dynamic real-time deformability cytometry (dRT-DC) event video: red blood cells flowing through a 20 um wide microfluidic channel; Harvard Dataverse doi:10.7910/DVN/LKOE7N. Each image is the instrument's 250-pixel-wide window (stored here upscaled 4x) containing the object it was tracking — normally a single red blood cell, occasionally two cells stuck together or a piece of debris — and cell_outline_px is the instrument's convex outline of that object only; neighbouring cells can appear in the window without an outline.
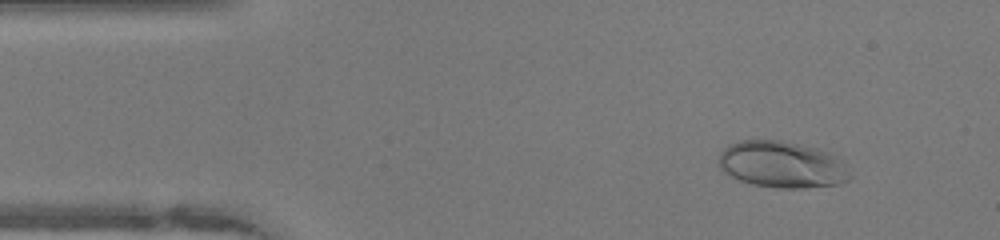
{"species": "human", "species_latin": "Homo sapiens", "temperature_condition": "warm", "stored_images_in_passage": 48, "camera_frame_rate_fps": 3000, "um_per_image_px": 0.085, "donor": {"sex": "female"}, "frame": {"image": 1, "passage_image": 5, "time_ms": 1.333, "image_size_px": [1000, 240], "cell_outline_px": [[852, 176], [848, 180], [840, 184], [804, 188], [776, 188], [752, 184], [728, 176], [720, 168], [716, 160], [720, 152], [728, 144], [740, 140], [780, 140], [800, 144], [816, 148], [828, 152], [836, 156], [844, 164]], "centroid_in_image_um": [66.43, 13.99], "position_along_channel_um": 18.6, "area_um2": 36.01}}
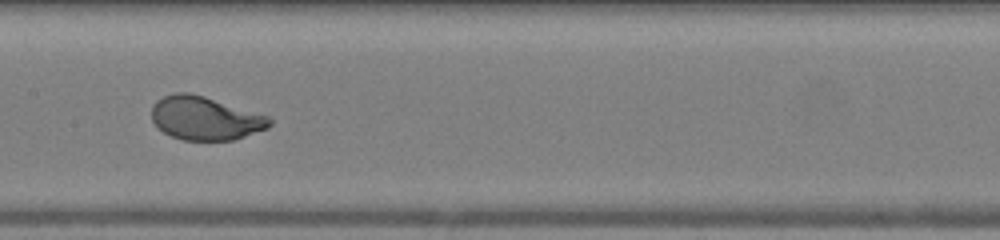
{"frame": {"image": 2, "passage_image": 23, "time_ms": 7.333, "image_size_px": [1000, 240], "cell_outline_px": [[272, 124], [268, 128], [232, 140], [184, 140], [172, 136], [164, 132], [152, 120], [152, 104], [156, 100], [164, 96], [176, 92], [188, 92], [204, 96], [268, 116], [272, 120]], "centroid_in_image_um": [17.43, 10.04], "position_along_channel_um": 190.0, "area_um2": 29.65}}
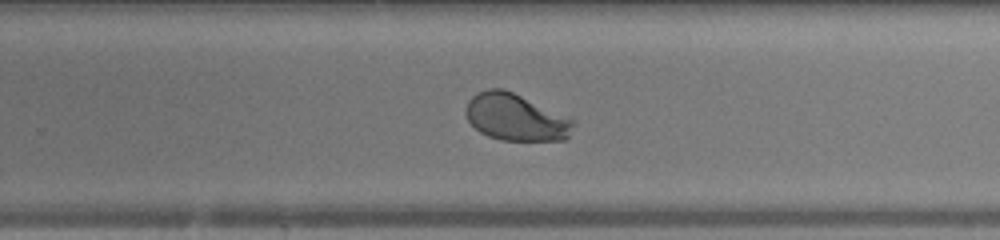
{"frame": {"image": 3, "passage_image": 30, "time_ms": 9.667, "image_size_px": [1000, 240], "cell_outline_px": [[576, 124], [568, 136], [564, 140], [500, 140], [488, 136], [480, 132], [468, 120], [464, 112], [464, 108], [468, 100], [476, 92], [488, 88], [504, 88], [568, 116], [576, 120]], "centroid_in_image_um": [43.83, 9.95], "position_along_channel_um": 286.0, "area_um2": 29.71}, "authors_computed_cell_mechanics": {"area_um2": 32.3391, "velocity_mm_per_s": 4.1277, "shape_relaxation_time_tau1_ms": 2.1236, "shape_relaxation_time_tau2_ms": null, "deformation_change_tau1": 0.1481, "deformation_change_tau2": null}}